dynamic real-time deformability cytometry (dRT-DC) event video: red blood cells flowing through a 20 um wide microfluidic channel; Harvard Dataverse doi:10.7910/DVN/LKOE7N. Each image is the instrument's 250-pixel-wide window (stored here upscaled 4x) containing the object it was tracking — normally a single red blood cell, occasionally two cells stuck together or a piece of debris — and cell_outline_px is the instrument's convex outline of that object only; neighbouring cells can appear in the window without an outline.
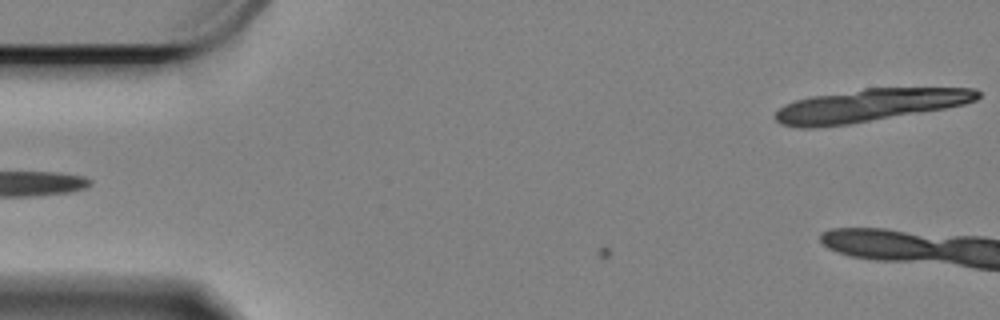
{"species": "Egyptian fruit bat (a non-hibernating species)", "species_latin": "Rousettus aegyptiacus", "temperature_condition": "cold", "stored_images_in_passage": 5, "camera_frame_rate_fps": 3000, "um_per_image_px": 0.085, "animal": {"sex": "female"}, "frame": {"image": 1, "passage_image": 5, "time_ms": 1.333, "image_size_px": [1000, 320], "cell_outline_px": [[980, 96], [976, 100], [964, 104], [944, 108], [848, 124], [812, 128], [800, 128], [780, 124], [776, 120], [776, 112], [784, 104], [796, 100], [812, 96], [864, 88], [976, 88], [980, 92]], "centroid_in_image_um": [73.88, 8.95], "position_along_channel_um": 11.1, "area_um2": 38.26}}